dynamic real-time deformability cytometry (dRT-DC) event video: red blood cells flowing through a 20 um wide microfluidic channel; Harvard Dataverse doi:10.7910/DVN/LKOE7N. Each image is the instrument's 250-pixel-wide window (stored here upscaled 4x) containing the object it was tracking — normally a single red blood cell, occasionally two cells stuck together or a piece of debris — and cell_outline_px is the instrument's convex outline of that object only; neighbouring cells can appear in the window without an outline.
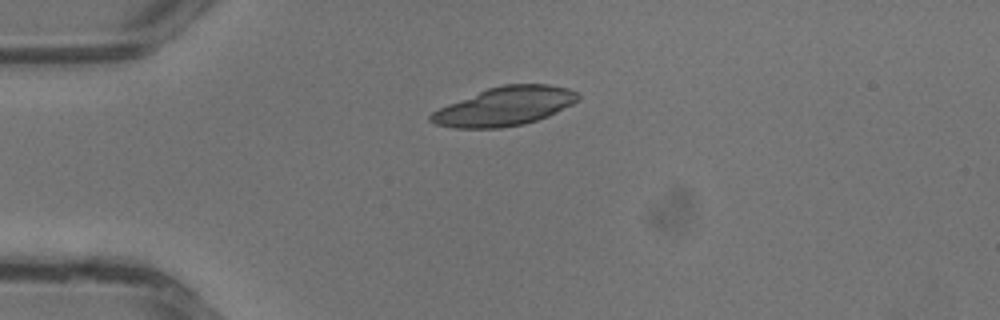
{"species": "common noctule bat (a hibernating species)", "species_latin": "Nyctalus noctula", "temperature_condition": "warm", "stored_images_in_passage": 29, "camera_frame_rate_fps": 3000, "um_per_image_px": 0.085, "animal": {"sex": "male", "body_mass_g": 13.3}, "frame": {"image": 1, "passage_image": 1, "time_ms": 0.0, "image_size_px": [1000, 320], "cell_outline_px": [[580, 100], [548, 116], [524, 124], [500, 128], [452, 128], [436, 124], [428, 120], [428, 116], [432, 112], [448, 104], [488, 88], [504, 84], [548, 84], [568, 88], [576, 92], [580, 96]], "centroid_in_image_um": [42.9, 9.04], "position_along_channel_um": 42.1, "area_um2": 33.12}}
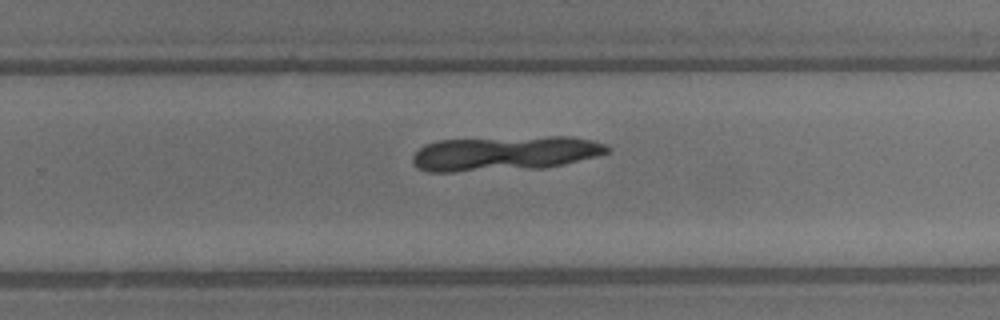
{"frame": {"image": 2, "passage_image": 16, "time_ms": 5.0, "image_size_px": [1000, 320], "cell_outline_px": [[612, 148], [608, 152], [596, 156], [564, 164], [544, 168], [452, 172], [428, 172], [416, 168], [412, 164], [412, 156], [424, 144], [436, 140], [548, 136], [568, 136], [592, 140], [604, 144]], "centroid_in_image_um": [42.86, 13.04], "position_along_channel_um": 286.9, "area_um2": 39.71}}
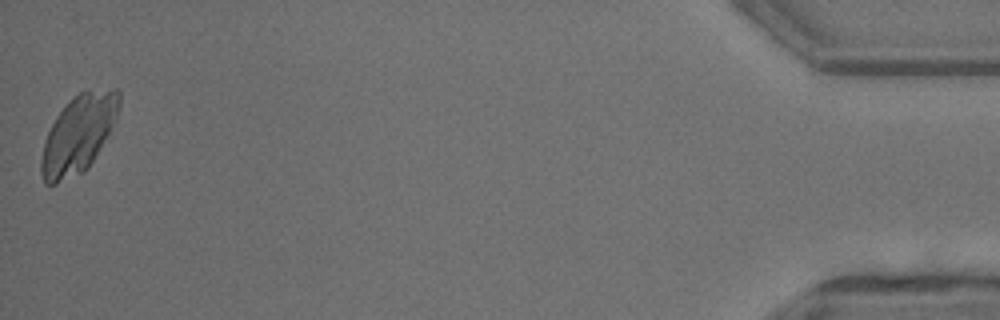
{"frame": {"image": 3, "passage_image": 29, "time_ms": 9.333, "image_size_px": [1000, 320], "cell_outline_px": [[120, 104], [108, 132], [88, 168], [84, 172], [56, 184], [44, 184], [40, 172], [40, 160], [44, 140], [56, 116], [68, 100], [80, 92], [112, 88], [120, 88]], "centroid_in_image_um": [6.61, 11.41], "position_along_channel_um": 428.6, "area_um2": 34.91}}